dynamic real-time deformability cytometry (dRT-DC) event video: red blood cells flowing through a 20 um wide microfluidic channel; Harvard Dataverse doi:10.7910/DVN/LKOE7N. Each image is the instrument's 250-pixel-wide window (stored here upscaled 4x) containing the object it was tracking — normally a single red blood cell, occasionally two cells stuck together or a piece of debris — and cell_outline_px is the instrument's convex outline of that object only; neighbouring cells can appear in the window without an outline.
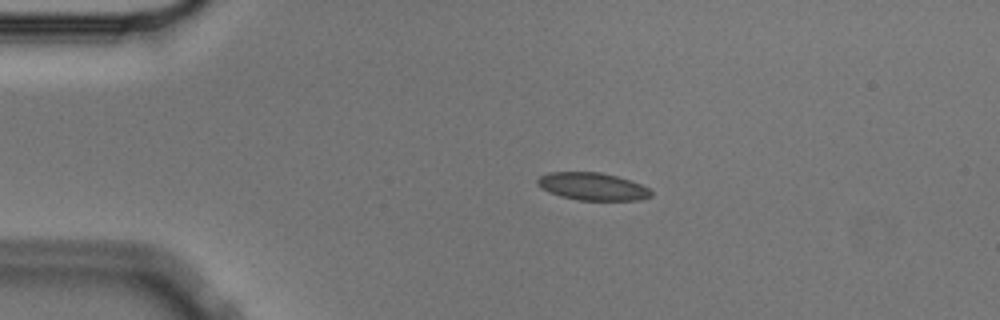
{"species": "Egyptian fruit bat (a non-hibernating species)", "species_latin": "Rousettus aegyptiacus", "temperature_condition": "cold", "stored_images_in_passage": 45, "camera_frame_rate_fps": 3000, "um_per_image_px": 0.085, "animal": {"sex": "male"}, "frame": {"image": 1, "passage_image": 1, "time_ms": 0.0, "image_size_px": [1000, 320], "cell_outline_px": [[652, 196], [640, 200], [580, 200], [560, 196], [548, 192], [536, 184], [536, 180], [540, 176], [548, 172], [600, 172], [632, 180], [648, 188], [652, 192]], "centroid_in_image_um": [50.35, 15.85], "position_along_channel_um": 34.6, "area_um2": 18.32}}
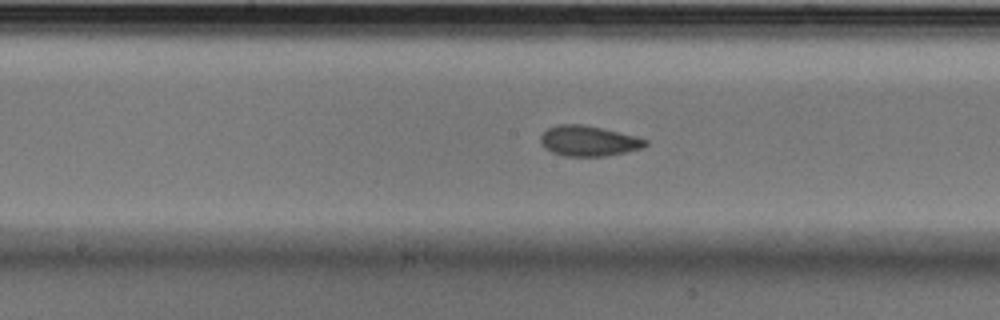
{"frame": {"image": 2, "passage_image": 18, "time_ms": 5.667, "image_size_px": [1000, 320], "cell_outline_px": [[648, 144], [644, 148], [604, 156], [564, 156], [552, 152], [544, 148], [540, 140], [540, 136], [548, 128], [556, 124], [580, 124], [600, 128], [636, 136], [648, 140]], "centroid_in_image_um": [50.02, 11.98], "position_along_channel_um": 198.2, "area_um2": 18.5}}
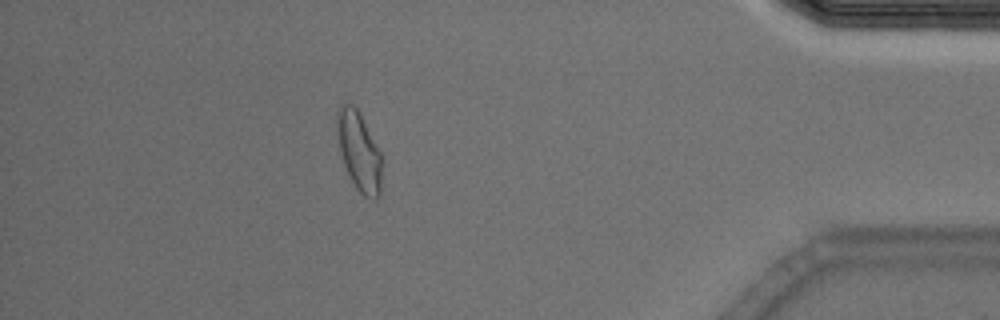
{"frame": {"image": 3, "passage_image": 39, "time_ms": 12.667, "image_size_px": [1000, 320], "cell_outline_px": [[380, 196], [376, 200], [372, 200], [364, 196], [356, 188], [344, 164], [340, 152], [336, 120], [336, 112], [344, 100], [352, 104], [360, 112], [380, 152]], "centroid_in_image_um": [30.5, 12.82], "position_along_channel_um": 404.7, "area_um2": 20.46}, "authors_computed_cell_mechanics": {"area_um2": 18.5538, "velocity_mm_per_s": 3.5765, "shape_relaxation_time_tau1_ms": null, "shape_relaxation_time_tau2_ms": 1.8747, "deformation_change_tau1": null, "deformation_change_tau2": 0.058}}